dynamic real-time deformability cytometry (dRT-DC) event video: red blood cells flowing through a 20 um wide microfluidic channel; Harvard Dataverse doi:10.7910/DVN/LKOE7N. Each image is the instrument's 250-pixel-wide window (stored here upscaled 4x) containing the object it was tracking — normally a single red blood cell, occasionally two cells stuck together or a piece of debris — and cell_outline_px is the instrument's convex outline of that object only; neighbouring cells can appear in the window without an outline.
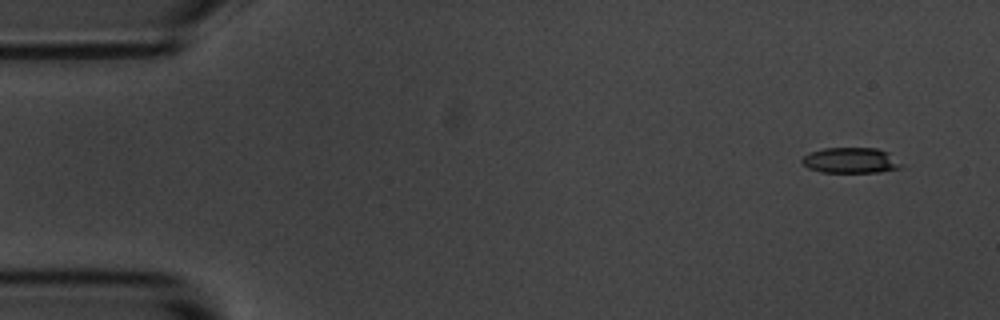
{"species": "common noctule bat (a hibernating species)", "species_latin": "Nyctalus noctula", "temperature_condition": "room temperature", "stored_images_in_passage": 5, "camera_frame_rate_fps": 3000, "um_per_image_px": 0.085, "animal": {"sex": "male", "body_mass_g": 20.1, "forearm_length_mm": 53.5}, "frame": {"image": 1, "passage_image": 1, "time_ms": 0.0, "image_size_px": [1000, 320], "cell_outline_px": [[900, 168], [880, 172], [820, 172], [808, 168], [800, 160], [804, 156], [812, 152], [824, 148], [876, 148], [888, 152], [900, 164]], "centroid_in_image_um": [72.28, 13.63], "position_along_channel_um": 12.7, "area_um2": 14.57}}